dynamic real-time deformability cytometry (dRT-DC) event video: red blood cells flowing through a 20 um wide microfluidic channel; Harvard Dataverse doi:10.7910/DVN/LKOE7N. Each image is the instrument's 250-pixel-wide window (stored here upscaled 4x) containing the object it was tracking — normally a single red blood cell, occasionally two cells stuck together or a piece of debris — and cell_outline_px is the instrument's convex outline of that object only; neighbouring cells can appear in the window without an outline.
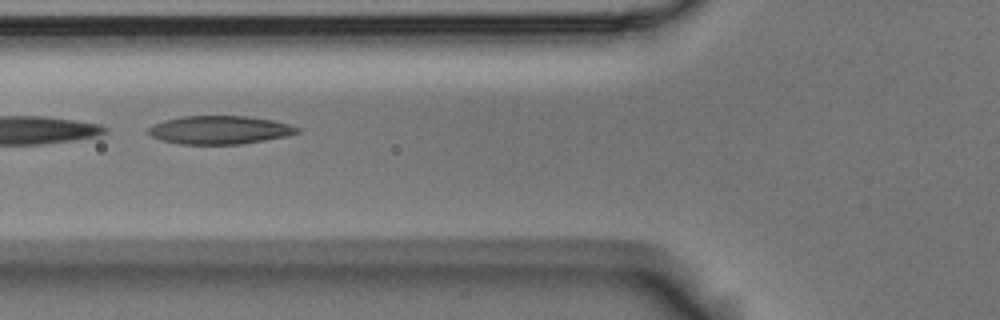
{"species": "Egyptian fruit bat (a non-hibernating species)", "species_latin": "Rousettus aegyptiacus", "temperature_condition": "room temperature", "stored_images_in_passage": 5, "camera_frame_rate_fps": 3000, "um_per_image_px": 0.085, "animal": {"sex": "male"}, "frame": {"image": 1, "passage_image": 5, "time_ms": 1.333, "image_size_px": [1000, 320], "cell_outline_px": [[300, 132], [288, 136], [240, 144], [180, 144], [160, 140], [152, 136], [148, 132], [148, 128], [152, 124], [164, 120], [184, 116], [248, 116], [272, 120], [288, 124], [300, 128]], "centroid_in_image_um": [18.66, 11.04], "position_along_channel_um": 107.1, "area_um2": 24.57}}